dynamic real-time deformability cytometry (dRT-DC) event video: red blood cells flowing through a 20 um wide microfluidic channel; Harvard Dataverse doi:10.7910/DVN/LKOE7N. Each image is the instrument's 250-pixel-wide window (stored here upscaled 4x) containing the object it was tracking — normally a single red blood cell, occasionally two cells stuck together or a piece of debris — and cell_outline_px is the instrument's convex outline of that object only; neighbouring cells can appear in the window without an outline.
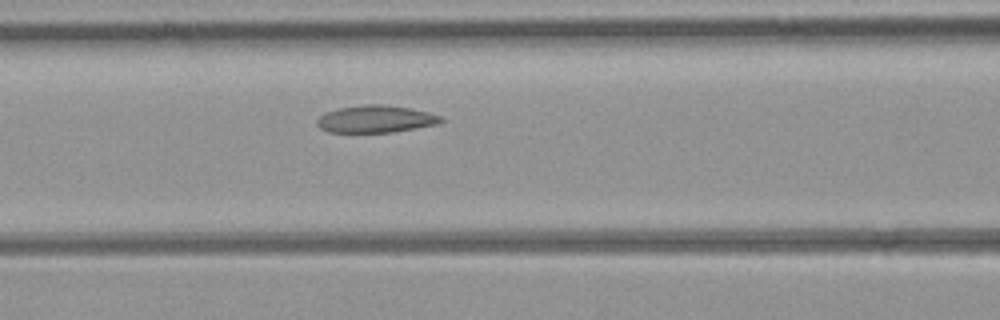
{"species": "common noctule bat (a hibernating species)", "species_latin": "Nyctalus noctula", "temperature_condition": "room temperature", "stored_images_in_passage": 7, "camera_frame_rate_fps": 3000, "um_per_image_px": 0.085, "animal": {"sex": "female", "body_mass_g": 21.9}, "frame": {"image": 1, "passage_image": 7, "time_ms": 6.667, "image_size_px": [1000, 320], "cell_outline_px": [[444, 120], [440, 124], [392, 132], [328, 132], [320, 128], [316, 124], [316, 120], [320, 116], [328, 112], [340, 108], [364, 104], [380, 104], [412, 108], [428, 112], [440, 116]], "centroid_in_image_um": [31.96, 10.12], "position_along_channel_um": 134.6, "area_um2": 19.65}}